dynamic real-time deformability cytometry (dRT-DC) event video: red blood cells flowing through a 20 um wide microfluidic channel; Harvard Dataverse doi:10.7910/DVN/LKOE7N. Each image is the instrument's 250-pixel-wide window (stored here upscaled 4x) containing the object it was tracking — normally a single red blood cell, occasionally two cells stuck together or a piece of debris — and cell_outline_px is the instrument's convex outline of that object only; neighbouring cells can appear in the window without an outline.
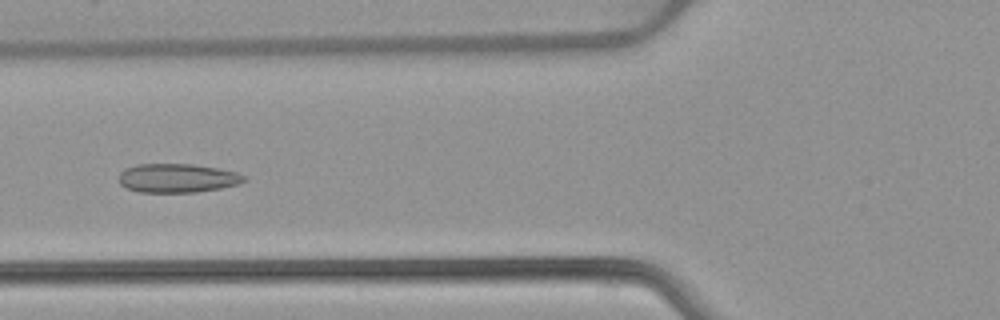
{"species": "common noctule bat (a hibernating species)", "species_latin": "Nyctalus noctula", "temperature_condition": "warm", "stored_images_in_passage": 52, "camera_frame_rate_fps": 3000, "um_per_image_px": 0.085, "animal": {"sex": "female", "body_mass_g": 22.7, "forearm_length_mm": 54.2}, "frame": {"image": 1, "passage_image": 20, "time_ms": 6.333, "image_size_px": [1000, 320], "cell_outline_px": [[248, 180], [240, 184], [220, 188], [196, 192], [140, 192], [128, 188], [120, 184], [120, 172], [124, 168], [136, 164], [192, 164], [216, 168], [236, 172], [248, 176]], "centroid_in_image_um": [15.11, 15.13], "position_along_channel_um": 110.7, "area_um2": 21.15}}
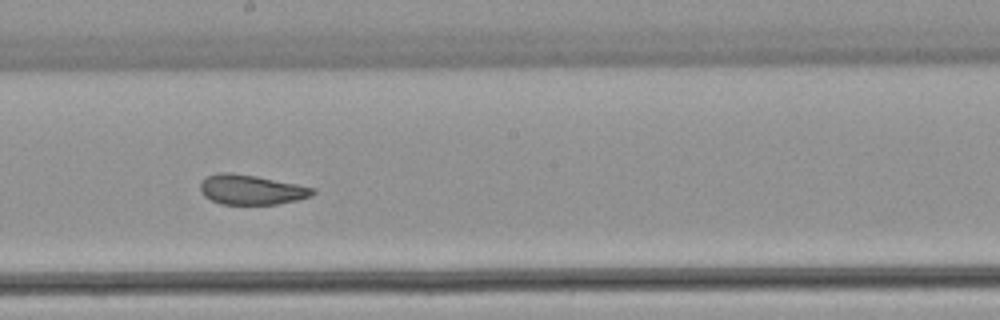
{"frame": {"image": 2, "passage_image": 29, "time_ms": 9.333, "image_size_px": [1000, 320], "cell_outline_px": [[316, 192], [312, 196], [296, 200], [276, 204], [220, 204], [204, 196], [200, 192], [200, 184], [208, 176], [220, 172], [228, 172], [256, 176], [316, 188]], "centroid_in_image_um": [21.37, 16.13], "position_along_channel_um": 226.8, "area_um2": 19.42}}
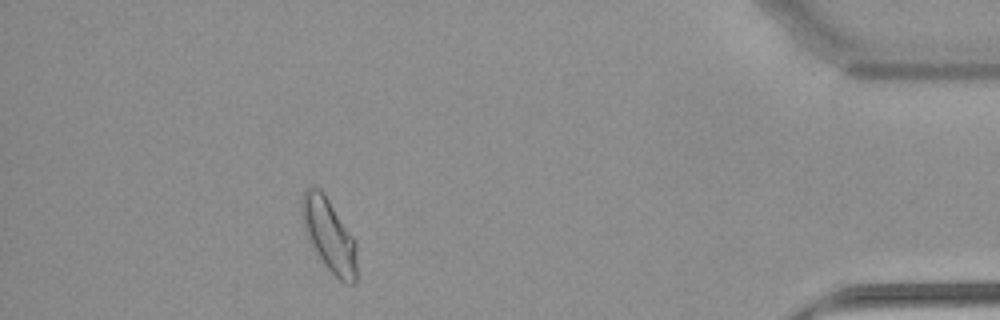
{"frame": {"image": 3, "passage_image": 47, "time_ms": 15.333, "image_size_px": [1000, 320], "cell_outline_px": [[356, 280], [352, 284], [344, 284], [324, 264], [308, 240], [304, 232], [300, 212], [300, 200], [304, 192], [308, 188], [320, 188], [356, 240]], "centroid_in_image_um": [27.95, 19.98], "position_along_channel_um": 407.3, "area_um2": 23.41}, "authors_computed_cell_mechanics": {"area_um2": 21.8195, "velocity_mm_per_s": 3.8707, "shape_relaxation_time_tau1_ms": 8.4336, "shape_relaxation_time_tau2_ms": 0.8803, "deformation_change_tau1": 0.1607, "deformation_change_tau2": 0.0571}}